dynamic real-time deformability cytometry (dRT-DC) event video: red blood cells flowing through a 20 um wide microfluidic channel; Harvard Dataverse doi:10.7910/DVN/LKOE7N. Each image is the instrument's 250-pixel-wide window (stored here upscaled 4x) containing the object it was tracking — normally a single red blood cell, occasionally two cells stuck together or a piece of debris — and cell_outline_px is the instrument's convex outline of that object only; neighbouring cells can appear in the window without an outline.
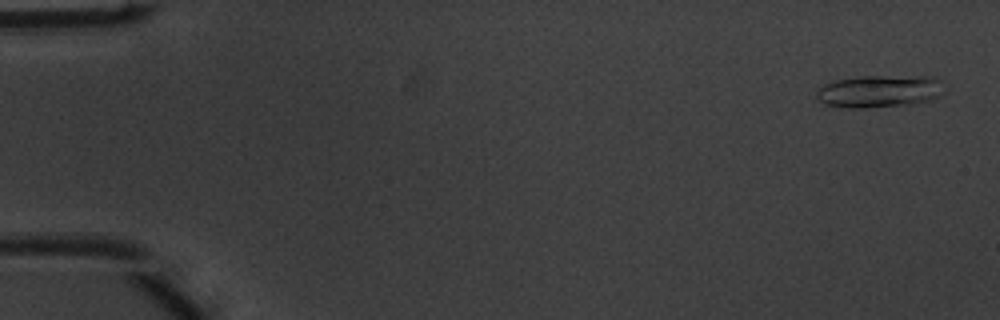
{"species": "common noctule bat (a hibernating species)", "species_latin": "Nyctalus noctula", "temperature_condition": "warm", "stored_images_in_passage": 10, "camera_frame_rate_fps": 3000, "um_per_image_px": 0.085, "animal": {"sex": "male", "body_mass_g": 20.1, "forearm_length_mm": 53.5}, "frame": {"image": 1, "passage_image": 2, "time_ms": 0.333, "image_size_px": [1000, 320], "cell_outline_px": [[944, 92], [932, 100], [908, 104], [864, 108], [848, 108], [828, 104], [820, 100], [816, 96], [816, 88], [824, 84], [836, 80], [856, 76], [932, 76], [940, 80]], "centroid_in_image_um": [74.75, 7.74], "position_along_channel_um": 10.3, "area_um2": 24.16}}